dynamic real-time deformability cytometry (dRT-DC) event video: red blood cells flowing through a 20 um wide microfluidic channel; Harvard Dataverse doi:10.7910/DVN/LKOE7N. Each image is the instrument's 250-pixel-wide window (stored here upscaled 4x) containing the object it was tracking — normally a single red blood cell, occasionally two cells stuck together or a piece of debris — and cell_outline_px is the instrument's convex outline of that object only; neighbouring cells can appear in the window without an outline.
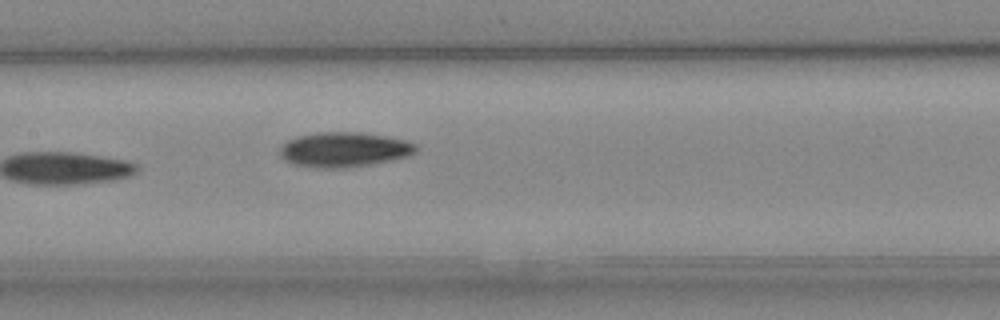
{"species": "Egyptian fruit bat (a non-hibernating species)", "species_latin": "Rousettus aegyptiacus", "temperature_condition": "cold", "stored_images_in_passage": 7, "camera_frame_rate_fps": 3000, "um_per_image_px": 0.085, "animal": {"sex": "female"}, "frame": {"image": 1, "passage_image": 7, "time_ms": 7.0, "image_size_px": [1000, 320], "cell_outline_px": [[416, 152], [408, 156], [392, 160], [372, 164], [344, 168], [316, 168], [296, 164], [284, 160], [280, 156], [280, 148], [288, 140], [296, 136], [316, 132], [360, 132], [384, 136], [404, 140], [416, 144]], "centroid_in_image_um": [29.23, 12.71], "position_along_channel_um": 178.2, "area_um2": 27.63}}